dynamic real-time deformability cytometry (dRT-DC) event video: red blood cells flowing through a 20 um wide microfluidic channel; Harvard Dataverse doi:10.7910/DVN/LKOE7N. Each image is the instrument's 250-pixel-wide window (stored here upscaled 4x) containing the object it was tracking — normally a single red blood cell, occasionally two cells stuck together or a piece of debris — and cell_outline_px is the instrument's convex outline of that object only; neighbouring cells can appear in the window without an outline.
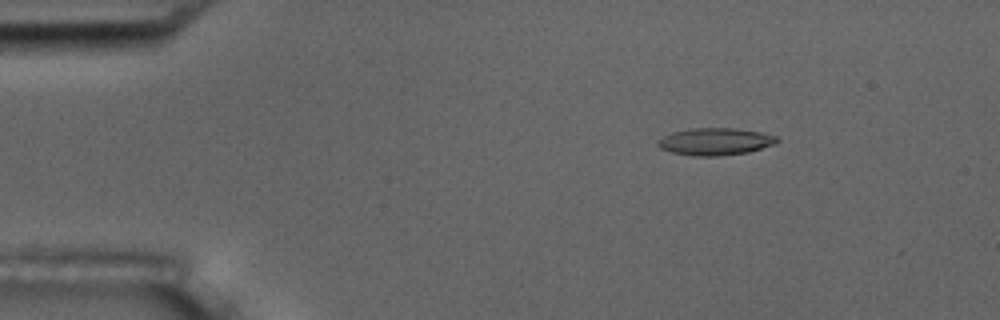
{"species": "common noctule bat (a hibernating species)", "species_latin": "Nyctalus noctula", "temperature_condition": "room temperature", "stored_images_in_passage": 9, "camera_frame_rate_fps": 3000, "um_per_image_px": 0.085, "animal": {"sex": "male", "body_mass_g": 17.5, "forearm_length_mm": 52.3}, "frame": {"image": 1, "passage_image": 3, "time_ms": 2.333, "image_size_px": [1000, 320], "cell_outline_px": [[780, 140], [772, 144], [748, 152], [716, 156], [696, 156], [672, 152], [660, 148], [656, 144], [656, 140], [672, 132], [692, 128], [736, 128], [760, 132], [776, 136]], "centroid_in_image_um": [60.75, 12.02], "position_along_channel_um": 24.2, "area_um2": 18.73}}
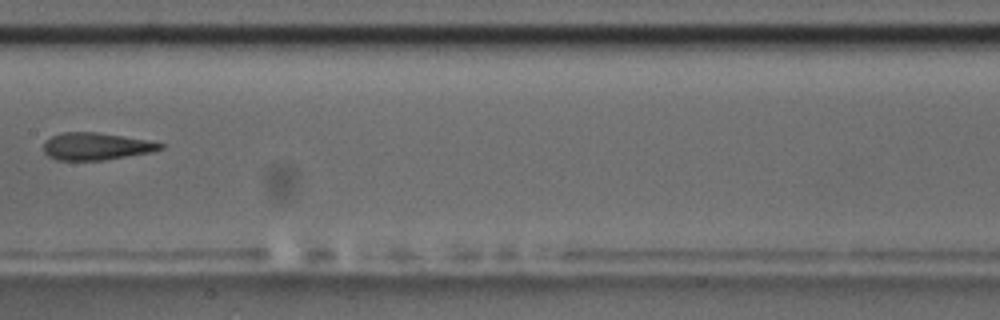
{"frame": {"image": 2, "passage_image": 8, "time_ms": 9.0, "image_size_px": [1000, 320], "cell_outline_px": [[164, 148], [152, 152], [104, 160], [56, 160], [48, 156], [44, 152], [44, 140], [52, 136], [64, 132], [96, 132], [148, 140], [164, 144]], "centroid_in_image_um": [8.16, 12.44], "position_along_channel_um": 199.2, "area_um2": 18.55}}